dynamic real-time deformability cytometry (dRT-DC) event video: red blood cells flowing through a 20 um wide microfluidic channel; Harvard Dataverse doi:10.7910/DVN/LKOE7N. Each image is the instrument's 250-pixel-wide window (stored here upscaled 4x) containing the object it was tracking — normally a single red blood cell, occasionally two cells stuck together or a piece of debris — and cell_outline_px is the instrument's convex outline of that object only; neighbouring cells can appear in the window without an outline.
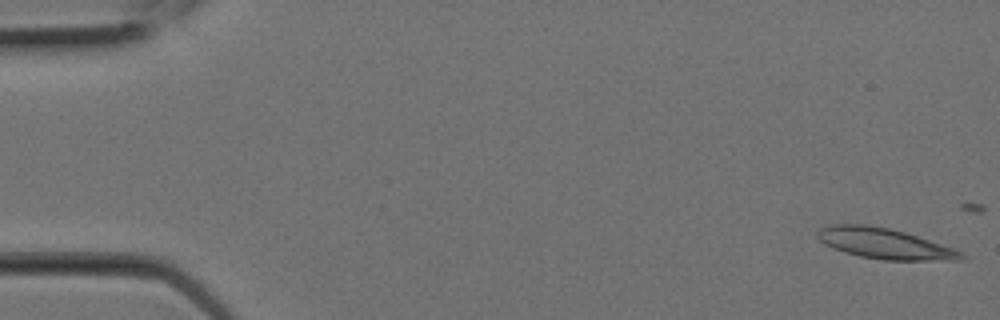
{"species": "Egyptian fruit bat (a non-hibernating species)", "species_latin": "Rousettus aegyptiacus", "temperature_condition": "room temperature", "stored_images_in_passage": 6, "camera_frame_rate_fps": 3000, "um_per_image_px": 0.085, "animal": {"sex": "female"}, "frame": {"image": 1, "passage_image": 1, "time_ms": 0.0, "image_size_px": [1000, 320], "cell_outline_px": [[968, 260], [884, 260], [860, 256], [844, 252], [824, 244], [816, 236], [816, 232], [820, 228], [832, 224], [868, 224], [888, 228], [904, 232], [952, 248], [968, 256]], "centroid_in_image_um": [75.17, 20.7], "position_along_channel_um": 9.8, "area_um2": 25.49}}